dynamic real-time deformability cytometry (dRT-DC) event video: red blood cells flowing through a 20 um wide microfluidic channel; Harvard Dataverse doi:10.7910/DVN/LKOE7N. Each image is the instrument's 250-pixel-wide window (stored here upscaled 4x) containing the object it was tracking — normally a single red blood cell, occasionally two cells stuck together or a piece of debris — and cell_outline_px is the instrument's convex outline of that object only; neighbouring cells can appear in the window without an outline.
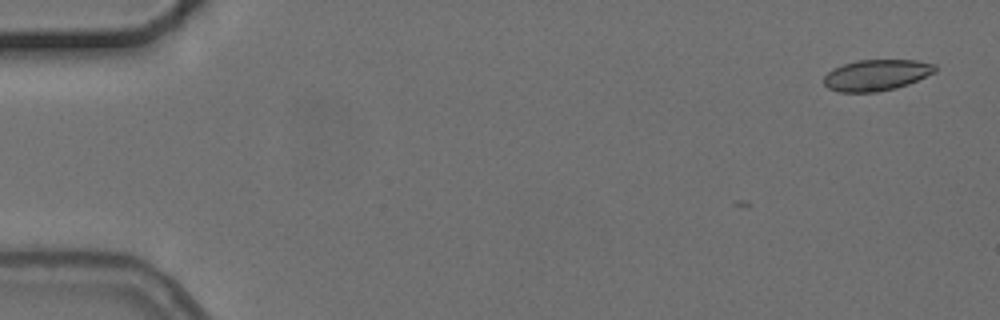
{"species": "common noctule bat (a hibernating species)", "species_latin": "Nyctalus noctula", "temperature_condition": "cold", "stored_images_in_passage": 4, "camera_frame_rate_fps": 3000, "um_per_image_px": 0.085, "animal": {"sex": "female", "body_mass_g": 24.6, "forearm_length_mm": 56.2}, "frame": {"image": 1, "passage_image": 1, "time_ms": 0.0, "image_size_px": [1000, 320], "cell_outline_px": [[936, 72], [908, 84], [896, 88], [876, 92], [840, 92], [828, 88], [824, 84], [824, 76], [832, 68], [856, 60], [916, 60], [936, 64]], "centroid_in_image_um": [74.5, 6.38], "position_along_channel_um": 10.5, "area_um2": 20.23}}
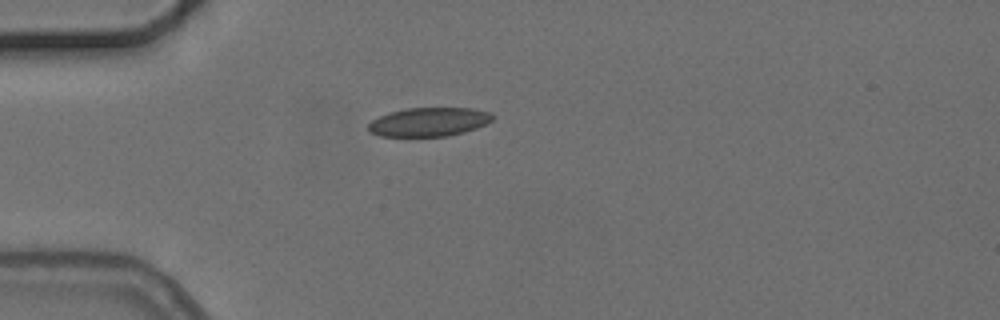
{"frame": {"image": 2, "passage_image": 4, "time_ms": 4.333, "image_size_px": [1000, 320], "cell_outline_px": [[496, 116], [492, 120], [476, 128], [464, 132], [448, 136], [380, 136], [372, 132], [368, 128], [368, 124], [372, 120], [388, 112], [404, 108], [472, 108], [488, 112]], "centroid_in_image_um": [36.46, 10.35], "position_along_channel_um": 48.5, "area_um2": 20.81}}